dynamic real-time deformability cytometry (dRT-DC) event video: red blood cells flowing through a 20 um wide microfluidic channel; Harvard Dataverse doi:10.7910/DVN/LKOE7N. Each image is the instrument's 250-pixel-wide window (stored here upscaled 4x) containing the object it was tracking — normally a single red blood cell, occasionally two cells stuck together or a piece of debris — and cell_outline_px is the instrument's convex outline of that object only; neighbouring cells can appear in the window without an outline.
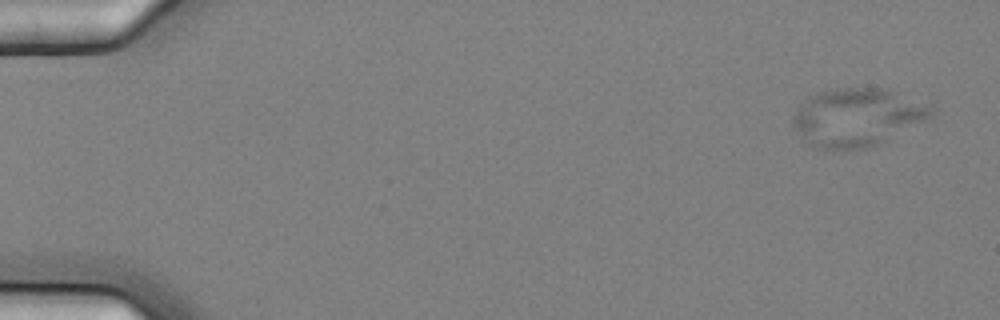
{"species": "common noctule bat (a hibernating species)", "species_latin": "Nyctalus noctula", "temperature_condition": "cold", "stored_images_in_passage": 4, "camera_frame_rate_fps": 3000, "um_per_image_px": 0.085, "animal": {"sex": "female", "body_mass_g": 25.1}, "frame": {"image": 1, "passage_image": 1, "time_ms": 0.0, "image_size_px": [1000, 320], "cell_outline_px": [[936, 108], [932, 116], [872, 148], [832, 152], [824, 152], [812, 144], [796, 128], [792, 120], [792, 116], [800, 104], [804, 100], [820, 92], [836, 88], [880, 88], [896, 92], [932, 104]], "centroid_in_image_um": [72.89, 9.99], "position_along_channel_um": 12.1, "area_um2": 46.99}}
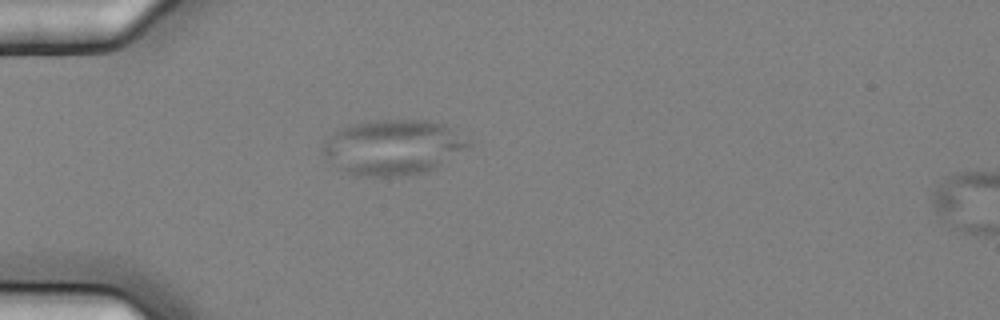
{"frame": {"image": 2, "passage_image": 4, "time_ms": 1.0, "image_size_px": [1000, 320], "cell_outline_px": [[472, 144], [436, 168], [424, 172], [392, 176], [356, 176], [340, 168], [324, 156], [324, 144], [336, 132], [352, 124], [368, 120], [432, 120], [444, 124]], "centroid_in_image_um": [33.42, 12.51], "position_along_channel_um": 51.6, "area_um2": 45.89}}